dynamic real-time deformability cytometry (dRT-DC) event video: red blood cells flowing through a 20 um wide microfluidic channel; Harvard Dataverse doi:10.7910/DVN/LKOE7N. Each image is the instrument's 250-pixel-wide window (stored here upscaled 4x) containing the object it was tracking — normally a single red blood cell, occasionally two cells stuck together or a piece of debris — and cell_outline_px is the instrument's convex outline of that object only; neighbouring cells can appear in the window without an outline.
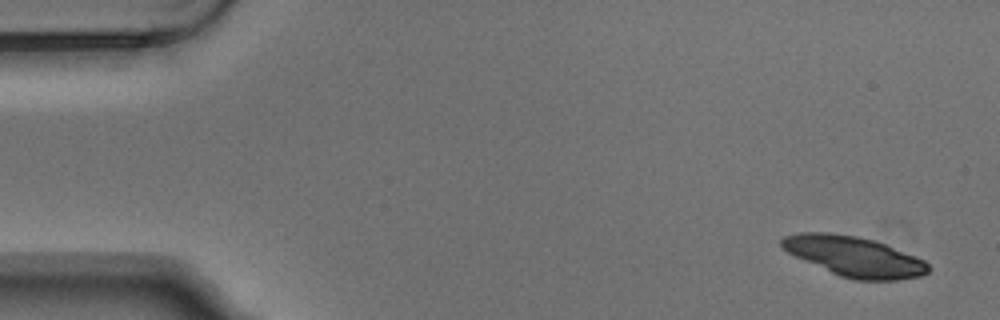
{"species": "Egyptian fruit bat (a non-hibernating species)", "species_latin": "Rousettus aegyptiacus", "temperature_condition": "warm", "stored_images_in_passage": 8, "camera_frame_rate_fps": 3000, "um_per_image_px": 0.085, "animal": {"sex": "male"}, "frame": {"image": 1, "passage_image": 1, "time_ms": 0.0, "image_size_px": [1000, 320], "cell_outline_px": [[932, 268], [928, 272], [920, 276], [896, 280], [856, 280], [840, 276], [796, 256], [788, 252], [780, 244], [780, 240], [784, 236], [800, 232], [828, 232], [856, 236], [872, 240], [884, 244], [916, 256], [924, 260]], "centroid_in_image_um": [72.62, 21.79], "position_along_channel_um": 12.4, "area_um2": 33.81}}
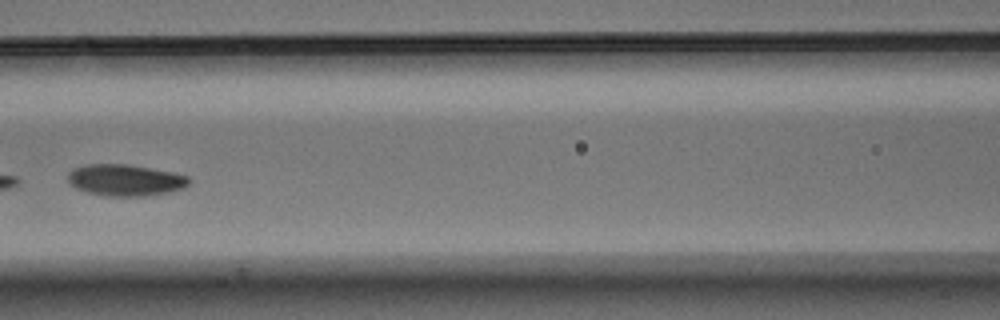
{"frame": {"image": 2, "passage_image": 5, "time_ms": 1.333, "image_size_px": [1000, 320], "cell_outline_px": [[192, 180], [184, 188], [168, 192], [148, 196], [108, 196], [88, 192], [76, 188], [68, 184], [68, 172], [72, 168], [84, 164], [128, 164], [152, 168], [172, 172], [188, 176]], "centroid_in_image_um": [10.64, 15.3], "position_along_channel_um": 156.0, "area_um2": 22.48}}
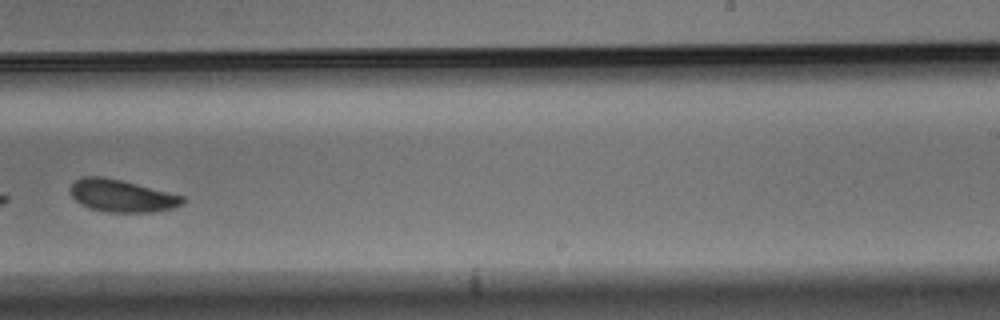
{"frame": {"image": 3, "passage_image": 8, "time_ms": 2.333, "image_size_px": [1000, 320], "cell_outline_px": [[184, 204], [176, 208], [152, 212], [108, 212], [92, 208], [80, 204], [72, 196], [68, 188], [76, 180], [84, 176], [100, 176], [120, 180], [184, 196]], "centroid_in_image_um": [10.36, 16.65], "position_along_channel_um": 278.6, "area_um2": 21.04}}